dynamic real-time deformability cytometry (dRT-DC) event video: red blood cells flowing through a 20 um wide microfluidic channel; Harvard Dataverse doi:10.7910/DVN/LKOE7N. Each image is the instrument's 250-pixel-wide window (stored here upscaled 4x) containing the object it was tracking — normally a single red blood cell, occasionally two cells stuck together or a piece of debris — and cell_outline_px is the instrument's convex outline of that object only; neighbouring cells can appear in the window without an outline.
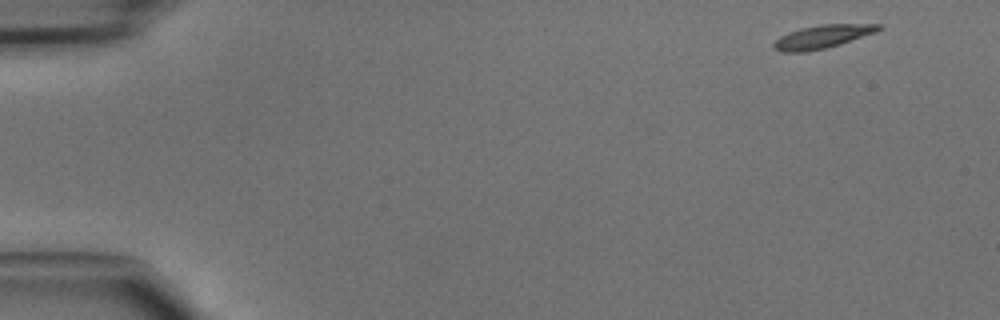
{"species": "common noctule bat (a hibernating species)", "species_latin": "Nyctalus noctula", "temperature_condition": "cold", "stored_images_in_passage": 44, "camera_frame_rate_fps": 3000, "um_per_image_px": 0.085, "animal": {"sex": "male", "body_mass_g": 15.6}, "frame": {"image": 1, "passage_image": 1, "time_ms": 0.0, "image_size_px": [1000, 320], "cell_outline_px": [[884, 28], [876, 32], [840, 44], [808, 52], [780, 52], [772, 48], [772, 44], [780, 36], [788, 32], [800, 28], [820, 24], [880, 24]], "centroid_in_image_um": [69.88, 3.12], "position_along_channel_um": 15.1, "area_um2": 14.33}}
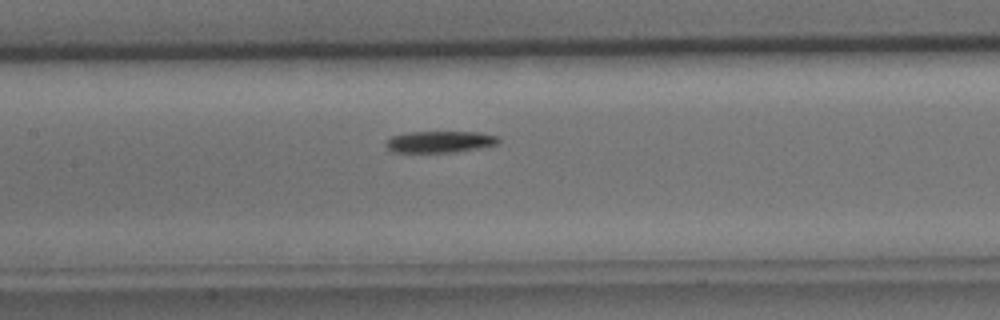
{"frame": {"image": 2, "passage_image": 20, "time_ms": 6.333, "image_size_px": [1000, 320], "cell_outline_px": [[500, 140], [496, 144], [480, 148], [452, 152], [392, 152], [384, 144], [392, 136], [408, 132], [476, 132], [496, 136]], "centroid_in_image_um": [37.36, 12.05], "position_along_channel_um": 170.0, "area_um2": 13.99}}
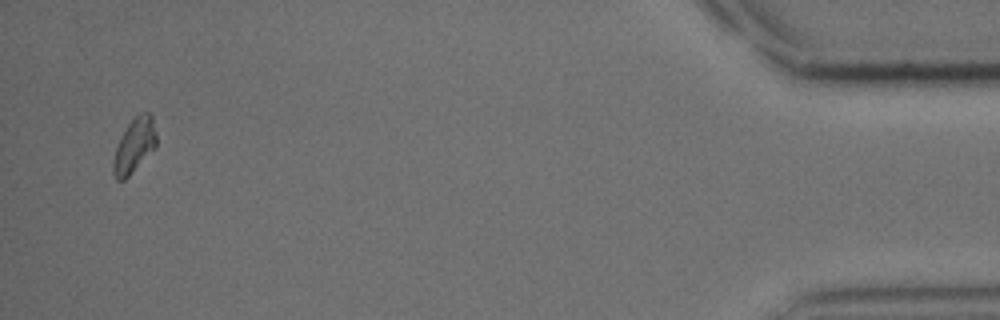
{"frame": {"image": 3, "passage_image": 43, "time_ms": 14.0, "image_size_px": [1000, 320], "cell_outline_px": [[156, 148], [124, 180], [116, 180], [112, 172], [112, 160], [116, 148], [128, 124], [140, 112], [148, 112], [152, 116], [156, 132]], "centroid_in_image_um": [11.42, 12.39], "position_along_channel_um": 423.8, "area_um2": 13.58}}